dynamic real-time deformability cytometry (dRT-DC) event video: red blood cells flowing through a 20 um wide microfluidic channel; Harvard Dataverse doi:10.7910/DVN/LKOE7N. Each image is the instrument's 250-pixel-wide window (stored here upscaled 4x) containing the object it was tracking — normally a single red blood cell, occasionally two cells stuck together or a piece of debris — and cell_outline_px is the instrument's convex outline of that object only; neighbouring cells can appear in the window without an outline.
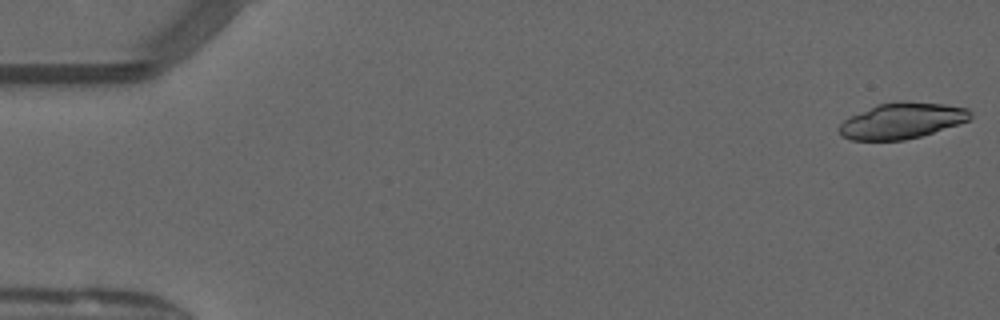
{"species": "common noctule bat (a hibernating species)", "species_latin": "Nyctalus noctula", "temperature_condition": "warm", "stored_images_in_passage": 50, "camera_frame_rate_fps": 3000, "um_per_image_px": 0.085, "animal": {"sex": "male", "forearm_length_mm": 52.5}, "frame": {"image": 1, "passage_image": 1, "time_ms": 0.0, "image_size_px": [1000, 320], "cell_outline_px": [[972, 116], [968, 120], [960, 124], [920, 136], [904, 140], [852, 140], [840, 136], [836, 128], [848, 116], [876, 104], [900, 100], [904, 100], [944, 104], [968, 108], [972, 112]], "centroid_in_image_um": [76.63, 10.25], "position_along_channel_um": 8.4, "area_um2": 27.92}}